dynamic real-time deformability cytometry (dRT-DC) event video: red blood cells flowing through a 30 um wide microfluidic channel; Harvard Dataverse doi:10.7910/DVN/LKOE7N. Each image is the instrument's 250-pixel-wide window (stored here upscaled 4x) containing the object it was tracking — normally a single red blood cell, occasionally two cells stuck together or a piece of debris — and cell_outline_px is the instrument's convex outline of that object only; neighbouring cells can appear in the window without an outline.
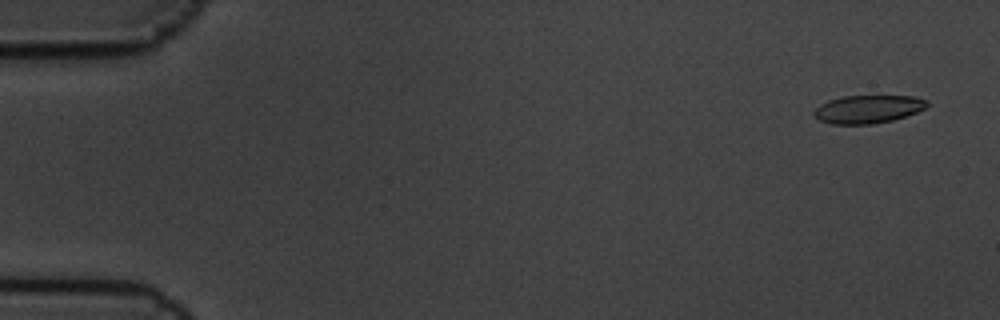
{"species": "common noctule bat (a hibernating species)", "species_latin": "Nyctalus noctula", "temperature_condition": "cold", "stored_images_in_passage": 6, "camera_frame_rate_fps": 3000, "um_per_image_px": 0.085, "animal": {"sex": "male", "body_mass_g": 19.5, "forearm_length_mm": 54.6}, "frame": {"image": 1, "passage_image": 1, "time_ms": 0.0, "image_size_px": [1000, 320], "cell_outline_px": [[928, 104], [924, 108], [916, 112], [892, 120], [872, 124], [832, 124], [820, 120], [812, 116], [812, 112], [820, 104], [828, 100], [844, 96], [916, 96], [928, 100]], "centroid_in_image_um": [73.75, 9.27], "position_along_channel_um": 11.3, "area_um2": 18.5}}